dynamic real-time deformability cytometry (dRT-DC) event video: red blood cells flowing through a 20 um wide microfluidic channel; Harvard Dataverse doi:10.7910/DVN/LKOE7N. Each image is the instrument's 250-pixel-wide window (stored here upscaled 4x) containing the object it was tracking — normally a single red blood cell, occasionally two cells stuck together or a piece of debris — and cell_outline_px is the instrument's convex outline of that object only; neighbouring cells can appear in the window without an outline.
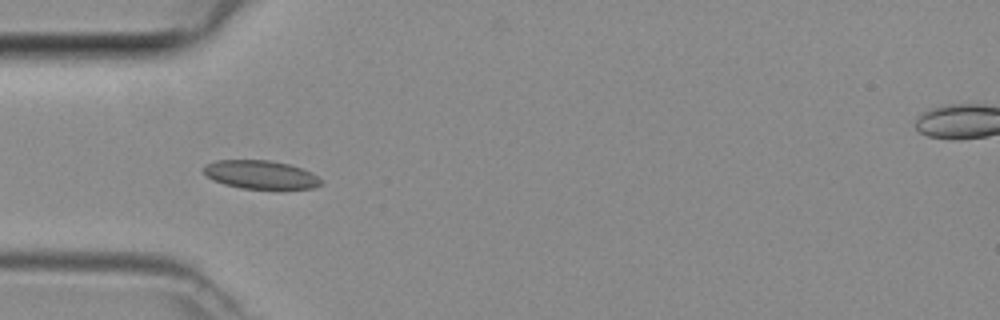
{"species": "common noctule bat (a hibernating species)", "species_latin": "Nyctalus noctula", "temperature_condition": "room temperature", "stored_images_in_passage": 5, "camera_frame_rate_fps": 3000, "um_per_image_px": 0.085, "animal": {"sex": "female", "body_mass_g": 29.2, "forearm_length_mm": 56.3}, "frame": {"image": 1, "passage_image": 4, "time_ms": 1.0, "image_size_px": [1000, 320], "cell_outline_px": [[320, 184], [312, 188], [240, 188], [224, 184], [212, 180], [204, 172], [204, 168], [208, 164], [216, 160], [268, 160], [288, 164], [312, 172], [320, 180]], "centroid_in_image_um": [22.12, 14.84], "position_along_channel_um": 62.9, "area_um2": 19.02}}
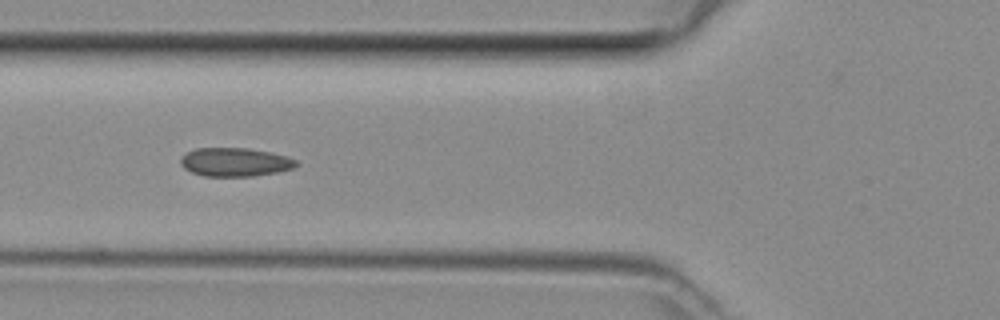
{"frame": {"image": 2, "passage_image": 5, "time_ms": 1.333, "image_size_px": [1000, 320], "cell_outline_px": [[300, 164], [296, 168], [276, 172], [252, 176], [204, 176], [192, 172], [184, 168], [180, 164], [180, 156], [196, 148], [248, 148], [288, 156], [296, 160]], "centroid_in_image_um": [19.99, 13.78], "position_along_channel_um": 105.8, "area_um2": 19.36}}